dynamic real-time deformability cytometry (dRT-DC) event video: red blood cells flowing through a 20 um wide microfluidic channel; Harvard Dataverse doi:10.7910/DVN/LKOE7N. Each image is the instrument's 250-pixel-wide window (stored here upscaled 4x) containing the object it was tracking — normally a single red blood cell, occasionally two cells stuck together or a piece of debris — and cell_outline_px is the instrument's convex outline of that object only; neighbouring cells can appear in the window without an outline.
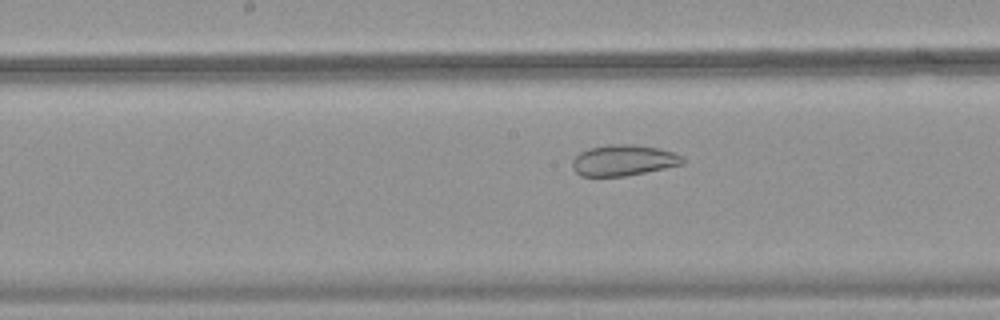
{"species": "common noctule bat (a hibernating species)", "species_latin": "Nyctalus noctula", "temperature_condition": "warm", "stored_images_in_passage": 20, "camera_frame_rate_fps": 3000, "um_per_image_px": 0.085, "animal": {"sex": "female", "body_mass_g": 18.4}, "frame": {"image": 1, "passage_image": 17, "time_ms": 5.333, "image_size_px": [1000, 320], "cell_outline_px": [[684, 164], [624, 176], [580, 176], [572, 168], [572, 160], [580, 152], [588, 148], [608, 144], [632, 144], [660, 148], [684, 156]], "centroid_in_image_um": [52.98, 13.61], "position_along_channel_um": 195.2, "area_um2": 19.94}}